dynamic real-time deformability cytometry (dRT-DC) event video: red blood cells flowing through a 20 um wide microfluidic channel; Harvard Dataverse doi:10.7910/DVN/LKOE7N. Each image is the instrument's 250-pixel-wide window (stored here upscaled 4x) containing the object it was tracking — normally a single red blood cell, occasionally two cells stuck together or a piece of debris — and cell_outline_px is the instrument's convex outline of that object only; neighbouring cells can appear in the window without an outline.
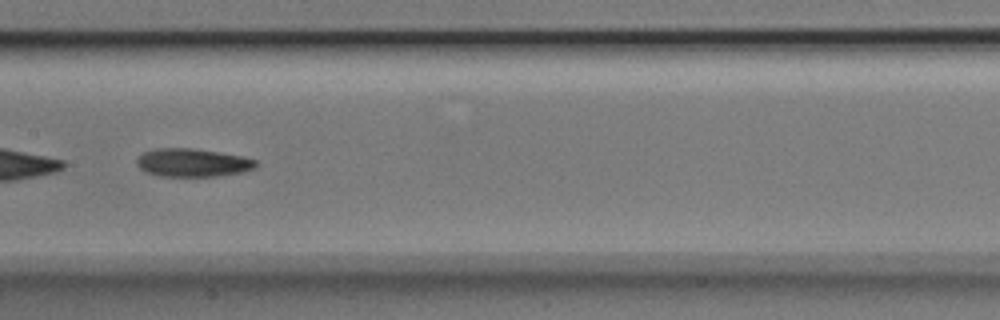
{"species": "Egyptian fruit bat (a non-hibernating species)", "species_latin": "Rousettus aegyptiacus", "temperature_condition": "room temperature", "stored_images_in_passage": 39, "camera_frame_rate_fps": 3000, "um_per_image_px": 0.085, "animal": {"sex": "male"}, "frame": {"image": 1, "passage_image": 17, "time_ms": 5.333, "image_size_px": [1000, 320], "cell_outline_px": [[260, 164], [256, 168], [244, 172], [220, 176], [160, 176], [144, 172], [136, 164], [136, 160], [144, 152], [156, 148], [192, 148], [244, 156], [256, 160]], "centroid_in_image_um": [16.42, 13.83], "position_along_channel_um": 191.0, "area_um2": 19.83}}
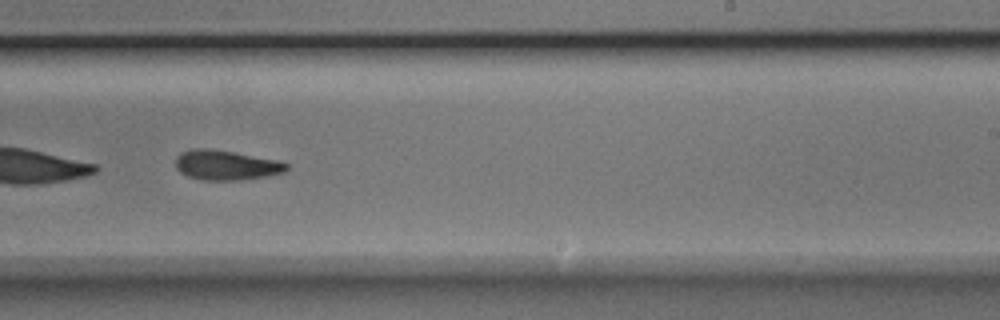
{"frame": {"image": 2, "passage_image": 23, "time_ms": 7.333, "image_size_px": [1000, 320], "cell_outline_px": [[288, 168], [284, 172], [264, 176], [240, 180], [200, 180], [188, 176], [180, 172], [176, 168], [176, 156], [180, 152], [192, 148], [208, 148], [236, 152], [280, 160], [288, 164]], "centroid_in_image_um": [19.2, 14.02], "position_along_channel_um": 269.8, "area_um2": 19.48}, "authors_computed_cell_mechanics": {"area_um2": 19.5364, "velocity_mm_per_s": 3.9596, "shape_relaxation_time_tau1_ms": 3.9756, "shape_relaxation_time_tau2_ms": 8.6244, "deformation_change_tau1": 0.151, "deformation_change_tau2": 0.1593}}